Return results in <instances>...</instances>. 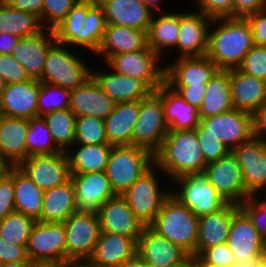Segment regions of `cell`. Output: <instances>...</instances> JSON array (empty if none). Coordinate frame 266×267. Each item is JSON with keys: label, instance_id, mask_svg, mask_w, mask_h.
Listing matches in <instances>:
<instances>
[{"label": "cell", "instance_id": "cell-1", "mask_svg": "<svg viewBox=\"0 0 266 267\" xmlns=\"http://www.w3.org/2000/svg\"><path fill=\"white\" fill-rule=\"evenodd\" d=\"M107 22L97 0H79L53 30L56 41L64 45H80L97 53Z\"/></svg>", "mask_w": 266, "mask_h": 267}, {"label": "cell", "instance_id": "cell-2", "mask_svg": "<svg viewBox=\"0 0 266 267\" xmlns=\"http://www.w3.org/2000/svg\"><path fill=\"white\" fill-rule=\"evenodd\" d=\"M214 31H209L207 56L219 70L238 68L252 49L254 38L249 22L242 17L217 18Z\"/></svg>", "mask_w": 266, "mask_h": 267}, {"label": "cell", "instance_id": "cell-3", "mask_svg": "<svg viewBox=\"0 0 266 267\" xmlns=\"http://www.w3.org/2000/svg\"><path fill=\"white\" fill-rule=\"evenodd\" d=\"M206 165L195 129L169 130L154 154V168L163 170L171 179L203 174Z\"/></svg>", "mask_w": 266, "mask_h": 267}, {"label": "cell", "instance_id": "cell-4", "mask_svg": "<svg viewBox=\"0 0 266 267\" xmlns=\"http://www.w3.org/2000/svg\"><path fill=\"white\" fill-rule=\"evenodd\" d=\"M150 227L159 235L179 245L189 255L196 256L199 217L173 195L163 202Z\"/></svg>", "mask_w": 266, "mask_h": 267}, {"label": "cell", "instance_id": "cell-5", "mask_svg": "<svg viewBox=\"0 0 266 267\" xmlns=\"http://www.w3.org/2000/svg\"><path fill=\"white\" fill-rule=\"evenodd\" d=\"M154 167V155L138 146H112L105 173L116 195H122L139 177Z\"/></svg>", "mask_w": 266, "mask_h": 267}, {"label": "cell", "instance_id": "cell-6", "mask_svg": "<svg viewBox=\"0 0 266 267\" xmlns=\"http://www.w3.org/2000/svg\"><path fill=\"white\" fill-rule=\"evenodd\" d=\"M168 132L162 92L157 89L140 101L139 116L132 132V145L145 148L154 155Z\"/></svg>", "mask_w": 266, "mask_h": 267}, {"label": "cell", "instance_id": "cell-7", "mask_svg": "<svg viewBox=\"0 0 266 267\" xmlns=\"http://www.w3.org/2000/svg\"><path fill=\"white\" fill-rule=\"evenodd\" d=\"M64 46L56 42L49 49L40 82L73 90L90 79L92 71Z\"/></svg>", "mask_w": 266, "mask_h": 267}, {"label": "cell", "instance_id": "cell-8", "mask_svg": "<svg viewBox=\"0 0 266 267\" xmlns=\"http://www.w3.org/2000/svg\"><path fill=\"white\" fill-rule=\"evenodd\" d=\"M195 130L197 136L215 137L231 152L254 137L253 115L232 109L216 116L201 118L200 125Z\"/></svg>", "mask_w": 266, "mask_h": 267}, {"label": "cell", "instance_id": "cell-9", "mask_svg": "<svg viewBox=\"0 0 266 267\" xmlns=\"http://www.w3.org/2000/svg\"><path fill=\"white\" fill-rule=\"evenodd\" d=\"M153 167L139 177L123 194L136 218L145 226H150L160 212L163 202L171 195L160 192Z\"/></svg>", "mask_w": 266, "mask_h": 267}, {"label": "cell", "instance_id": "cell-10", "mask_svg": "<svg viewBox=\"0 0 266 267\" xmlns=\"http://www.w3.org/2000/svg\"><path fill=\"white\" fill-rule=\"evenodd\" d=\"M148 45L141 50L113 55L106 63L118 74L143 80L153 91L165 83V67Z\"/></svg>", "mask_w": 266, "mask_h": 267}, {"label": "cell", "instance_id": "cell-11", "mask_svg": "<svg viewBox=\"0 0 266 267\" xmlns=\"http://www.w3.org/2000/svg\"><path fill=\"white\" fill-rule=\"evenodd\" d=\"M66 262L88 261L101 233L98 216L74 213L64 222Z\"/></svg>", "mask_w": 266, "mask_h": 267}, {"label": "cell", "instance_id": "cell-12", "mask_svg": "<svg viewBox=\"0 0 266 267\" xmlns=\"http://www.w3.org/2000/svg\"><path fill=\"white\" fill-rule=\"evenodd\" d=\"M203 175L227 203L240 205L251 196L246 191L243 170L231 152L208 163Z\"/></svg>", "mask_w": 266, "mask_h": 267}, {"label": "cell", "instance_id": "cell-13", "mask_svg": "<svg viewBox=\"0 0 266 267\" xmlns=\"http://www.w3.org/2000/svg\"><path fill=\"white\" fill-rule=\"evenodd\" d=\"M174 181L182 185L181 191L171 195L198 217L217 212L227 203L203 174H187Z\"/></svg>", "mask_w": 266, "mask_h": 267}, {"label": "cell", "instance_id": "cell-14", "mask_svg": "<svg viewBox=\"0 0 266 267\" xmlns=\"http://www.w3.org/2000/svg\"><path fill=\"white\" fill-rule=\"evenodd\" d=\"M66 231L63 222L37 221L26 245L30 261L66 262Z\"/></svg>", "mask_w": 266, "mask_h": 267}, {"label": "cell", "instance_id": "cell-15", "mask_svg": "<svg viewBox=\"0 0 266 267\" xmlns=\"http://www.w3.org/2000/svg\"><path fill=\"white\" fill-rule=\"evenodd\" d=\"M75 188L76 212L98 216L100 207L116 196L105 171L71 174Z\"/></svg>", "mask_w": 266, "mask_h": 267}, {"label": "cell", "instance_id": "cell-16", "mask_svg": "<svg viewBox=\"0 0 266 267\" xmlns=\"http://www.w3.org/2000/svg\"><path fill=\"white\" fill-rule=\"evenodd\" d=\"M18 167L43 191L68 181L71 177L65 152L27 157Z\"/></svg>", "mask_w": 266, "mask_h": 267}, {"label": "cell", "instance_id": "cell-17", "mask_svg": "<svg viewBox=\"0 0 266 267\" xmlns=\"http://www.w3.org/2000/svg\"><path fill=\"white\" fill-rule=\"evenodd\" d=\"M243 170L246 191L257 195L266 189V142L253 137L231 151Z\"/></svg>", "mask_w": 266, "mask_h": 267}, {"label": "cell", "instance_id": "cell-18", "mask_svg": "<svg viewBox=\"0 0 266 267\" xmlns=\"http://www.w3.org/2000/svg\"><path fill=\"white\" fill-rule=\"evenodd\" d=\"M98 218L102 232L119 234L132 238L136 242L145 228L122 195H116L107 200L100 207Z\"/></svg>", "mask_w": 266, "mask_h": 267}, {"label": "cell", "instance_id": "cell-19", "mask_svg": "<svg viewBox=\"0 0 266 267\" xmlns=\"http://www.w3.org/2000/svg\"><path fill=\"white\" fill-rule=\"evenodd\" d=\"M214 19L202 12L179 13V33L176 48L180 51L179 57L207 55L209 26Z\"/></svg>", "mask_w": 266, "mask_h": 267}, {"label": "cell", "instance_id": "cell-20", "mask_svg": "<svg viewBox=\"0 0 266 267\" xmlns=\"http://www.w3.org/2000/svg\"><path fill=\"white\" fill-rule=\"evenodd\" d=\"M226 243L233 252L235 261H245L254 256H266L265 240L241 209L233 215Z\"/></svg>", "mask_w": 266, "mask_h": 267}, {"label": "cell", "instance_id": "cell-21", "mask_svg": "<svg viewBox=\"0 0 266 267\" xmlns=\"http://www.w3.org/2000/svg\"><path fill=\"white\" fill-rule=\"evenodd\" d=\"M40 86L41 82L36 79L6 84L0 94V114L28 120L37 117Z\"/></svg>", "mask_w": 266, "mask_h": 267}, {"label": "cell", "instance_id": "cell-22", "mask_svg": "<svg viewBox=\"0 0 266 267\" xmlns=\"http://www.w3.org/2000/svg\"><path fill=\"white\" fill-rule=\"evenodd\" d=\"M219 69L207 56L179 57L165 66V83L168 86L207 85Z\"/></svg>", "mask_w": 266, "mask_h": 267}, {"label": "cell", "instance_id": "cell-23", "mask_svg": "<svg viewBox=\"0 0 266 267\" xmlns=\"http://www.w3.org/2000/svg\"><path fill=\"white\" fill-rule=\"evenodd\" d=\"M137 253L150 267H167L181 262L188 253L179 245L145 226L137 242Z\"/></svg>", "mask_w": 266, "mask_h": 267}, {"label": "cell", "instance_id": "cell-24", "mask_svg": "<svg viewBox=\"0 0 266 267\" xmlns=\"http://www.w3.org/2000/svg\"><path fill=\"white\" fill-rule=\"evenodd\" d=\"M48 30L50 38H47L43 30L34 36L20 38L12 49L11 55L26 69L31 79L41 80L47 53L57 42L54 31Z\"/></svg>", "mask_w": 266, "mask_h": 267}, {"label": "cell", "instance_id": "cell-25", "mask_svg": "<svg viewBox=\"0 0 266 267\" xmlns=\"http://www.w3.org/2000/svg\"><path fill=\"white\" fill-rule=\"evenodd\" d=\"M115 102L90 77L83 85L71 90L70 110L76 117L90 116L106 119Z\"/></svg>", "mask_w": 266, "mask_h": 267}, {"label": "cell", "instance_id": "cell-26", "mask_svg": "<svg viewBox=\"0 0 266 267\" xmlns=\"http://www.w3.org/2000/svg\"><path fill=\"white\" fill-rule=\"evenodd\" d=\"M104 10L107 24L126 26L148 32L153 11L141 0H97Z\"/></svg>", "mask_w": 266, "mask_h": 267}, {"label": "cell", "instance_id": "cell-27", "mask_svg": "<svg viewBox=\"0 0 266 267\" xmlns=\"http://www.w3.org/2000/svg\"><path fill=\"white\" fill-rule=\"evenodd\" d=\"M239 209L237 204L226 203L217 212L199 217L196 256L205 249L227 242L233 215Z\"/></svg>", "mask_w": 266, "mask_h": 267}, {"label": "cell", "instance_id": "cell-28", "mask_svg": "<svg viewBox=\"0 0 266 267\" xmlns=\"http://www.w3.org/2000/svg\"><path fill=\"white\" fill-rule=\"evenodd\" d=\"M233 107L253 114L266 103V81L247 75L238 68L229 69Z\"/></svg>", "mask_w": 266, "mask_h": 267}, {"label": "cell", "instance_id": "cell-29", "mask_svg": "<svg viewBox=\"0 0 266 267\" xmlns=\"http://www.w3.org/2000/svg\"><path fill=\"white\" fill-rule=\"evenodd\" d=\"M137 253V242L119 234L102 232L88 262L96 267H117Z\"/></svg>", "mask_w": 266, "mask_h": 267}, {"label": "cell", "instance_id": "cell-30", "mask_svg": "<svg viewBox=\"0 0 266 267\" xmlns=\"http://www.w3.org/2000/svg\"><path fill=\"white\" fill-rule=\"evenodd\" d=\"M99 87L115 102L141 101L153 90L141 79L116 73H91Z\"/></svg>", "mask_w": 266, "mask_h": 267}, {"label": "cell", "instance_id": "cell-31", "mask_svg": "<svg viewBox=\"0 0 266 267\" xmlns=\"http://www.w3.org/2000/svg\"><path fill=\"white\" fill-rule=\"evenodd\" d=\"M29 120L0 114V156L13 166H18L27 157L26 138Z\"/></svg>", "mask_w": 266, "mask_h": 267}, {"label": "cell", "instance_id": "cell-32", "mask_svg": "<svg viewBox=\"0 0 266 267\" xmlns=\"http://www.w3.org/2000/svg\"><path fill=\"white\" fill-rule=\"evenodd\" d=\"M140 111V101L116 103L104 119L106 137L112 146H131L132 132Z\"/></svg>", "mask_w": 266, "mask_h": 267}, {"label": "cell", "instance_id": "cell-33", "mask_svg": "<svg viewBox=\"0 0 266 267\" xmlns=\"http://www.w3.org/2000/svg\"><path fill=\"white\" fill-rule=\"evenodd\" d=\"M158 89L162 92L164 117L169 130H193L200 125L199 109L187 103L166 83Z\"/></svg>", "mask_w": 266, "mask_h": 267}, {"label": "cell", "instance_id": "cell-34", "mask_svg": "<svg viewBox=\"0 0 266 267\" xmlns=\"http://www.w3.org/2000/svg\"><path fill=\"white\" fill-rule=\"evenodd\" d=\"M147 46V33L126 26L107 24L103 40L96 54L105 56L106 62L120 53L134 52Z\"/></svg>", "mask_w": 266, "mask_h": 267}, {"label": "cell", "instance_id": "cell-35", "mask_svg": "<svg viewBox=\"0 0 266 267\" xmlns=\"http://www.w3.org/2000/svg\"><path fill=\"white\" fill-rule=\"evenodd\" d=\"M76 213L75 188L71 178L65 183L44 191L40 222H64Z\"/></svg>", "mask_w": 266, "mask_h": 267}, {"label": "cell", "instance_id": "cell-36", "mask_svg": "<svg viewBox=\"0 0 266 267\" xmlns=\"http://www.w3.org/2000/svg\"><path fill=\"white\" fill-rule=\"evenodd\" d=\"M206 95L199 108L201 118L212 117L234 109L229 70H218L206 85Z\"/></svg>", "mask_w": 266, "mask_h": 267}, {"label": "cell", "instance_id": "cell-37", "mask_svg": "<svg viewBox=\"0 0 266 267\" xmlns=\"http://www.w3.org/2000/svg\"><path fill=\"white\" fill-rule=\"evenodd\" d=\"M40 18L27 11L15 9L5 0H0V33H11L26 38L46 30Z\"/></svg>", "mask_w": 266, "mask_h": 267}, {"label": "cell", "instance_id": "cell-38", "mask_svg": "<svg viewBox=\"0 0 266 267\" xmlns=\"http://www.w3.org/2000/svg\"><path fill=\"white\" fill-rule=\"evenodd\" d=\"M44 191L41 190L18 166H14L15 212L34 218L41 216Z\"/></svg>", "mask_w": 266, "mask_h": 267}, {"label": "cell", "instance_id": "cell-39", "mask_svg": "<svg viewBox=\"0 0 266 267\" xmlns=\"http://www.w3.org/2000/svg\"><path fill=\"white\" fill-rule=\"evenodd\" d=\"M79 146L80 148L74 153H70V148L65 152L68 157L71 174L105 171L112 145L79 144Z\"/></svg>", "mask_w": 266, "mask_h": 267}, {"label": "cell", "instance_id": "cell-40", "mask_svg": "<svg viewBox=\"0 0 266 267\" xmlns=\"http://www.w3.org/2000/svg\"><path fill=\"white\" fill-rule=\"evenodd\" d=\"M153 17L147 32V45L159 56L165 47H176L179 33V13L162 12Z\"/></svg>", "mask_w": 266, "mask_h": 267}, {"label": "cell", "instance_id": "cell-41", "mask_svg": "<svg viewBox=\"0 0 266 267\" xmlns=\"http://www.w3.org/2000/svg\"><path fill=\"white\" fill-rule=\"evenodd\" d=\"M55 145L63 152L75 142L76 116L69 108L43 116Z\"/></svg>", "mask_w": 266, "mask_h": 267}, {"label": "cell", "instance_id": "cell-42", "mask_svg": "<svg viewBox=\"0 0 266 267\" xmlns=\"http://www.w3.org/2000/svg\"><path fill=\"white\" fill-rule=\"evenodd\" d=\"M27 154L49 155L62 152L54 143L49 127L43 117L37 116L29 119V130L26 138Z\"/></svg>", "mask_w": 266, "mask_h": 267}, {"label": "cell", "instance_id": "cell-43", "mask_svg": "<svg viewBox=\"0 0 266 267\" xmlns=\"http://www.w3.org/2000/svg\"><path fill=\"white\" fill-rule=\"evenodd\" d=\"M37 221L22 213L13 212L0 221V238L10 244L27 245Z\"/></svg>", "mask_w": 266, "mask_h": 267}, {"label": "cell", "instance_id": "cell-44", "mask_svg": "<svg viewBox=\"0 0 266 267\" xmlns=\"http://www.w3.org/2000/svg\"><path fill=\"white\" fill-rule=\"evenodd\" d=\"M60 96L59 98L57 97ZM71 90L41 82L37 102V116L70 108Z\"/></svg>", "mask_w": 266, "mask_h": 267}, {"label": "cell", "instance_id": "cell-45", "mask_svg": "<svg viewBox=\"0 0 266 267\" xmlns=\"http://www.w3.org/2000/svg\"><path fill=\"white\" fill-rule=\"evenodd\" d=\"M75 143L87 145L109 144L104 119L90 116L76 117Z\"/></svg>", "mask_w": 266, "mask_h": 267}, {"label": "cell", "instance_id": "cell-46", "mask_svg": "<svg viewBox=\"0 0 266 267\" xmlns=\"http://www.w3.org/2000/svg\"><path fill=\"white\" fill-rule=\"evenodd\" d=\"M238 69L247 75L266 81V46L254 45Z\"/></svg>", "mask_w": 266, "mask_h": 267}, {"label": "cell", "instance_id": "cell-47", "mask_svg": "<svg viewBox=\"0 0 266 267\" xmlns=\"http://www.w3.org/2000/svg\"><path fill=\"white\" fill-rule=\"evenodd\" d=\"M79 0H43L42 21L48 20V29L56 26L68 15Z\"/></svg>", "mask_w": 266, "mask_h": 267}, {"label": "cell", "instance_id": "cell-48", "mask_svg": "<svg viewBox=\"0 0 266 267\" xmlns=\"http://www.w3.org/2000/svg\"><path fill=\"white\" fill-rule=\"evenodd\" d=\"M255 197L256 194L251 195L239 207L248 216L259 235L266 242V201L260 202Z\"/></svg>", "mask_w": 266, "mask_h": 267}, {"label": "cell", "instance_id": "cell-49", "mask_svg": "<svg viewBox=\"0 0 266 267\" xmlns=\"http://www.w3.org/2000/svg\"><path fill=\"white\" fill-rule=\"evenodd\" d=\"M0 75L6 84L23 83L31 79L26 69L11 54H0Z\"/></svg>", "mask_w": 266, "mask_h": 267}, {"label": "cell", "instance_id": "cell-50", "mask_svg": "<svg viewBox=\"0 0 266 267\" xmlns=\"http://www.w3.org/2000/svg\"><path fill=\"white\" fill-rule=\"evenodd\" d=\"M198 257L207 264L219 267H232L235 263V256L227 243L219 244L203 250Z\"/></svg>", "mask_w": 266, "mask_h": 267}, {"label": "cell", "instance_id": "cell-51", "mask_svg": "<svg viewBox=\"0 0 266 267\" xmlns=\"http://www.w3.org/2000/svg\"><path fill=\"white\" fill-rule=\"evenodd\" d=\"M13 212H15L14 167L0 181V221Z\"/></svg>", "mask_w": 266, "mask_h": 267}, {"label": "cell", "instance_id": "cell-52", "mask_svg": "<svg viewBox=\"0 0 266 267\" xmlns=\"http://www.w3.org/2000/svg\"><path fill=\"white\" fill-rule=\"evenodd\" d=\"M197 2L200 12L212 19L233 17L234 0H197Z\"/></svg>", "mask_w": 266, "mask_h": 267}, {"label": "cell", "instance_id": "cell-53", "mask_svg": "<svg viewBox=\"0 0 266 267\" xmlns=\"http://www.w3.org/2000/svg\"><path fill=\"white\" fill-rule=\"evenodd\" d=\"M205 162L211 163L227 156L230 151L213 136H197Z\"/></svg>", "mask_w": 266, "mask_h": 267}, {"label": "cell", "instance_id": "cell-54", "mask_svg": "<svg viewBox=\"0 0 266 267\" xmlns=\"http://www.w3.org/2000/svg\"><path fill=\"white\" fill-rule=\"evenodd\" d=\"M249 22L257 46H266V8L245 17Z\"/></svg>", "mask_w": 266, "mask_h": 267}, {"label": "cell", "instance_id": "cell-55", "mask_svg": "<svg viewBox=\"0 0 266 267\" xmlns=\"http://www.w3.org/2000/svg\"><path fill=\"white\" fill-rule=\"evenodd\" d=\"M187 103L199 109L206 95V85L170 86Z\"/></svg>", "mask_w": 266, "mask_h": 267}, {"label": "cell", "instance_id": "cell-56", "mask_svg": "<svg viewBox=\"0 0 266 267\" xmlns=\"http://www.w3.org/2000/svg\"><path fill=\"white\" fill-rule=\"evenodd\" d=\"M30 261L26 253V245L10 244L0 238V263Z\"/></svg>", "mask_w": 266, "mask_h": 267}, {"label": "cell", "instance_id": "cell-57", "mask_svg": "<svg viewBox=\"0 0 266 267\" xmlns=\"http://www.w3.org/2000/svg\"><path fill=\"white\" fill-rule=\"evenodd\" d=\"M266 8V0H234L233 17L245 18Z\"/></svg>", "mask_w": 266, "mask_h": 267}, {"label": "cell", "instance_id": "cell-58", "mask_svg": "<svg viewBox=\"0 0 266 267\" xmlns=\"http://www.w3.org/2000/svg\"><path fill=\"white\" fill-rule=\"evenodd\" d=\"M15 9L32 12L36 14L42 22L43 0H5Z\"/></svg>", "mask_w": 266, "mask_h": 267}, {"label": "cell", "instance_id": "cell-59", "mask_svg": "<svg viewBox=\"0 0 266 267\" xmlns=\"http://www.w3.org/2000/svg\"><path fill=\"white\" fill-rule=\"evenodd\" d=\"M253 135L255 138L261 139L266 142V103L260 106L253 114Z\"/></svg>", "mask_w": 266, "mask_h": 267}, {"label": "cell", "instance_id": "cell-60", "mask_svg": "<svg viewBox=\"0 0 266 267\" xmlns=\"http://www.w3.org/2000/svg\"><path fill=\"white\" fill-rule=\"evenodd\" d=\"M19 39L11 33H0V54H11Z\"/></svg>", "mask_w": 266, "mask_h": 267}, {"label": "cell", "instance_id": "cell-61", "mask_svg": "<svg viewBox=\"0 0 266 267\" xmlns=\"http://www.w3.org/2000/svg\"><path fill=\"white\" fill-rule=\"evenodd\" d=\"M117 267H150V266L143 260V258L138 253H136L133 257L123 261Z\"/></svg>", "mask_w": 266, "mask_h": 267}, {"label": "cell", "instance_id": "cell-62", "mask_svg": "<svg viewBox=\"0 0 266 267\" xmlns=\"http://www.w3.org/2000/svg\"><path fill=\"white\" fill-rule=\"evenodd\" d=\"M71 263L56 261H31V267H70Z\"/></svg>", "mask_w": 266, "mask_h": 267}, {"label": "cell", "instance_id": "cell-63", "mask_svg": "<svg viewBox=\"0 0 266 267\" xmlns=\"http://www.w3.org/2000/svg\"><path fill=\"white\" fill-rule=\"evenodd\" d=\"M264 257L265 256H254L245 261H235L232 267H258Z\"/></svg>", "mask_w": 266, "mask_h": 267}, {"label": "cell", "instance_id": "cell-64", "mask_svg": "<svg viewBox=\"0 0 266 267\" xmlns=\"http://www.w3.org/2000/svg\"><path fill=\"white\" fill-rule=\"evenodd\" d=\"M14 166L5 158L0 156V181L9 174Z\"/></svg>", "mask_w": 266, "mask_h": 267}, {"label": "cell", "instance_id": "cell-65", "mask_svg": "<svg viewBox=\"0 0 266 267\" xmlns=\"http://www.w3.org/2000/svg\"><path fill=\"white\" fill-rule=\"evenodd\" d=\"M167 267H194V256L188 254L181 262Z\"/></svg>", "mask_w": 266, "mask_h": 267}, {"label": "cell", "instance_id": "cell-66", "mask_svg": "<svg viewBox=\"0 0 266 267\" xmlns=\"http://www.w3.org/2000/svg\"><path fill=\"white\" fill-rule=\"evenodd\" d=\"M0 267H31V261L5 262L0 263Z\"/></svg>", "mask_w": 266, "mask_h": 267}, {"label": "cell", "instance_id": "cell-67", "mask_svg": "<svg viewBox=\"0 0 266 267\" xmlns=\"http://www.w3.org/2000/svg\"><path fill=\"white\" fill-rule=\"evenodd\" d=\"M150 10L153 8L159 10L160 7L158 6L160 0H141Z\"/></svg>", "mask_w": 266, "mask_h": 267}, {"label": "cell", "instance_id": "cell-68", "mask_svg": "<svg viewBox=\"0 0 266 267\" xmlns=\"http://www.w3.org/2000/svg\"><path fill=\"white\" fill-rule=\"evenodd\" d=\"M194 267H219V266L204 263L198 256H194Z\"/></svg>", "mask_w": 266, "mask_h": 267}, {"label": "cell", "instance_id": "cell-69", "mask_svg": "<svg viewBox=\"0 0 266 267\" xmlns=\"http://www.w3.org/2000/svg\"><path fill=\"white\" fill-rule=\"evenodd\" d=\"M71 267H96V266L91 265L88 261H83V262L77 261L71 263Z\"/></svg>", "mask_w": 266, "mask_h": 267}, {"label": "cell", "instance_id": "cell-70", "mask_svg": "<svg viewBox=\"0 0 266 267\" xmlns=\"http://www.w3.org/2000/svg\"><path fill=\"white\" fill-rule=\"evenodd\" d=\"M6 87V82L4 78L0 75V94L2 93V90Z\"/></svg>", "mask_w": 266, "mask_h": 267}, {"label": "cell", "instance_id": "cell-71", "mask_svg": "<svg viewBox=\"0 0 266 267\" xmlns=\"http://www.w3.org/2000/svg\"><path fill=\"white\" fill-rule=\"evenodd\" d=\"M258 267H266V256L261 260Z\"/></svg>", "mask_w": 266, "mask_h": 267}]
</instances>
